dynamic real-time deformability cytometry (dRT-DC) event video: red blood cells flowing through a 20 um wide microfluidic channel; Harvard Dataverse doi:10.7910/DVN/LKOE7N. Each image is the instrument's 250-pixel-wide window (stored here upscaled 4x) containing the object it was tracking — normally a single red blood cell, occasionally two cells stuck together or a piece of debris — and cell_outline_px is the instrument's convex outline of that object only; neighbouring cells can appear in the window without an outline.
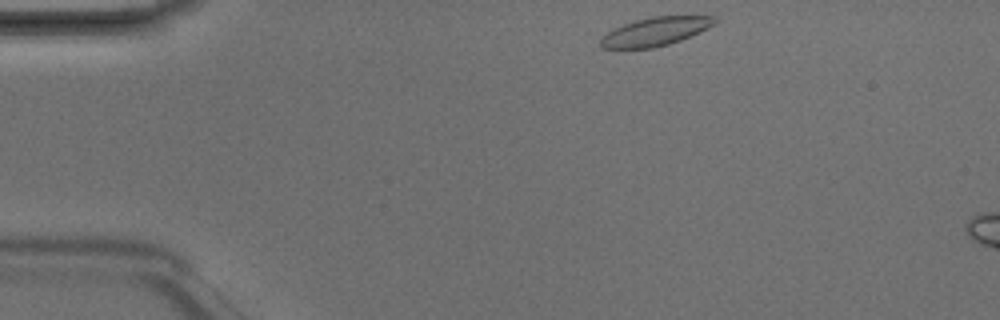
{"species": "Egyptian fruit bat (a non-hibernating species)", "species_latin": "Rousettus aegyptiacus", "temperature_condition": "room temperature", "stored_images_in_passage": 3, "camera_frame_rate_fps": 3000, "um_per_image_px": 0.085, "animal": {"sex": "male"}, "frame": {"image": 1, "passage_image": 1, "time_ms": 0.0, "image_size_px": [1000, 320], "cell_outline_px": [[720, 20], [716, 24], [680, 40], [668, 44], [652, 48], [604, 48], [600, 44], [600, 40], [608, 32], [624, 24], [636, 20], [652, 16], [716, 16]], "centroid_in_image_um": [55.76, 2.66], "position_along_channel_um": 29.2, "area_um2": 18.67}}